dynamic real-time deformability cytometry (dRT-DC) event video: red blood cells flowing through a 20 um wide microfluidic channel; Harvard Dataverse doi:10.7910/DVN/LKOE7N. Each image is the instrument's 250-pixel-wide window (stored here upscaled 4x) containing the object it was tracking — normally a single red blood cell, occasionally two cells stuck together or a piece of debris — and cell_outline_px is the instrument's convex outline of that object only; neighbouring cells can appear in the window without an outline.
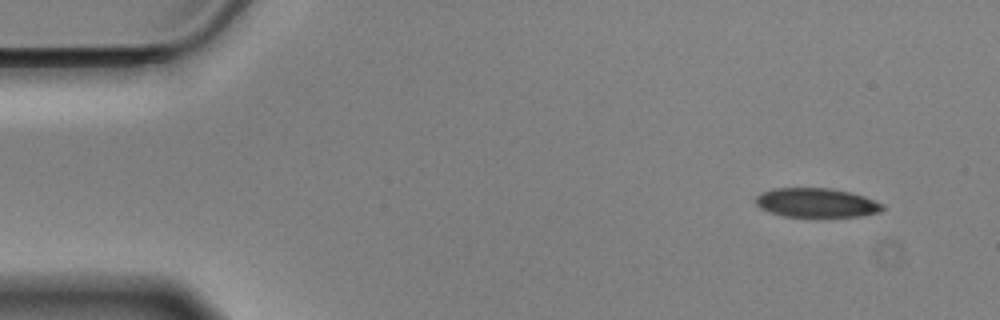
{"species": "Egyptian fruit bat (a non-hibernating species)", "species_latin": "Rousettus aegyptiacus", "temperature_condition": "cold", "stored_images_in_passage": 53, "camera_frame_rate_fps": 3000, "um_per_image_px": 0.085, "animal": {"sex": "male"}, "frame": {"image": 1, "passage_image": 1, "time_ms": 0.0, "image_size_px": [1000, 320], "cell_outline_px": [[884, 208], [880, 212], [860, 216], [816, 220], [784, 216], [768, 212], [760, 208], [756, 204], [756, 196], [760, 192], [772, 188], [832, 188], [864, 196], [884, 204]], "centroid_in_image_um": [69.39, 17.28], "position_along_channel_um": 15.6, "area_um2": 22.66}}
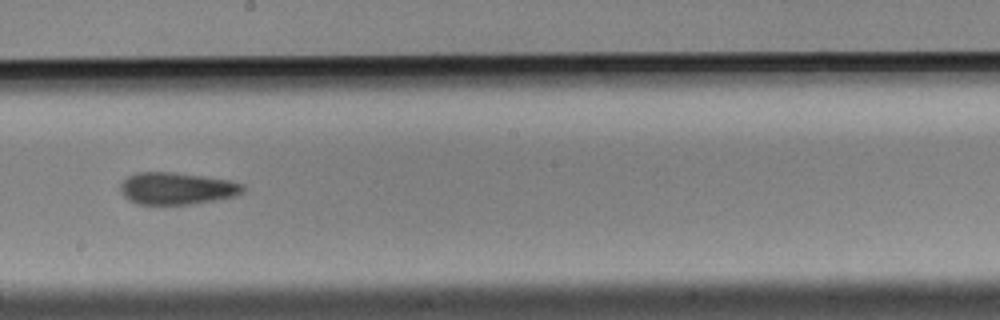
{"frame": {"image": 2, "passage_image": 28, "time_ms": 9.0, "image_size_px": [1000, 320], "cell_outline_px": [[244, 192], [236, 196], [216, 200], [192, 204], [140, 204], [128, 200], [120, 192], [120, 184], [128, 176], [136, 172], [172, 172], [228, 180], [244, 184]], "centroid_in_image_um": [15.02, 16.02], "position_along_channel_um": 233.2, "area_um2": 22.89}}
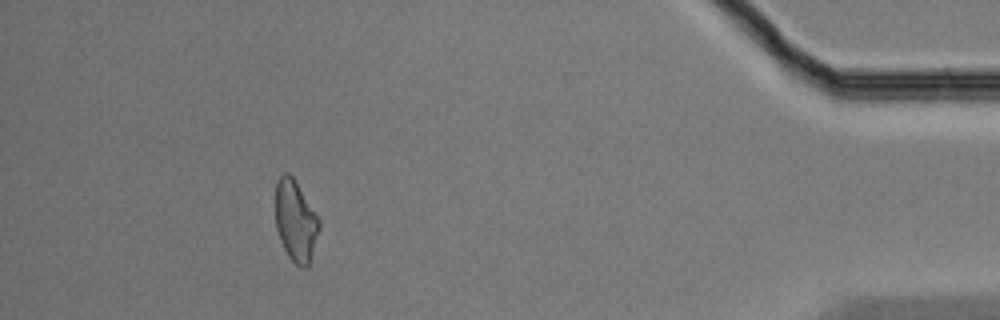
{"frame": {"image": 3, "passage_image": 48, "time_ms": 15.667, "image_size_px": [1000, 320], "cell_outline_px": [[320, 228], [308, 268], [300, 268], [288, 256], [280, 240], [276, 228], [276, 180], [284, 172], [288, 172], [292, 176], [320, 220]], "centroid_in_image_um": [25.13, 18.8], "position_along_channel_um": 410.1, "area_um2": 20.58}, "authors_computed_cell_mechanics": {"area_um2": 22.6576, "velocity_mm_per_s": 3.5093, "shape_relaxation_time_tau1_ms": 6.1235, "shape_relaxation_time_tau2_ms": null, "deformation_change_tau1": 0.1116, "deformation_change_tau2": null}}